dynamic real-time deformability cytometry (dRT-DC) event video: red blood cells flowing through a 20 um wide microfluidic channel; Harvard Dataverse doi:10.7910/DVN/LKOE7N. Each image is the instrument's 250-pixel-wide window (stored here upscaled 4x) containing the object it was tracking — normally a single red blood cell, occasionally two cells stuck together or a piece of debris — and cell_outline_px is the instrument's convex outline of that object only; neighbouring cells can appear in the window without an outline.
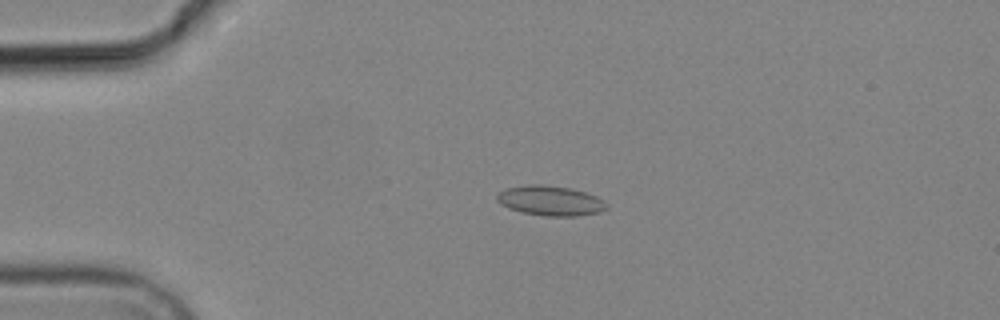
{"species": "common noctule bat (a hibernating species)", "species_latin": "Nyctalus noctula", "temperature_condition": "cold", "stored_images_in_passage": 5, "camera_frame_rate_fps": 3000, "um_per_image_px": 0.085, "animal": {"sex": "male", "body_mass_g": 19.2, "forearm_length_mm": 51.8}, "frame": {"image": 1, "passage_image": 4, "time_ms": 3.667, "image_size_px": [1000, 320], "cell_outline_px": [[608, 208], [600, 212], [576, 216], [544, 216], [520, 212], [508, 208], [500, 204], [496, 200], [496, 192], [504, 188], [528, 184], [544, 184], [568, 188], [584, 192], [596, 196], [604, 200], [608, 204]], "centroid_in_image_um": [46.74, 17.06], "position_along_channel_um": 38.3, "area_um2": 19.42}}